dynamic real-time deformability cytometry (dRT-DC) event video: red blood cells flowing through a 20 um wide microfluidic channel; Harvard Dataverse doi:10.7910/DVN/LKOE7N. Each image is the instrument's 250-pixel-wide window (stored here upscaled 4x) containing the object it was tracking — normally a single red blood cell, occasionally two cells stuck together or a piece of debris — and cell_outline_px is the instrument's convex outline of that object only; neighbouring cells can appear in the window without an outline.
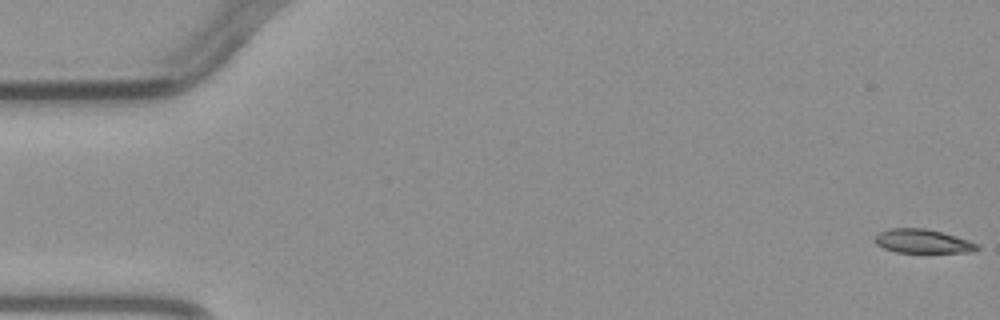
{"species": "common noctule bat (a hibernating species)", "species_latin": "Nyctalus noctula", "temperature_condition": "warm", "stored_images_in_passage": 4, "camera_frame_rate_fps": 3000, "um_per_image_px": 0.085, "animal": {"sex": "male", "body_mass_g": 23.1, "forearm_length_mm": 52.7}, "frame": {"image": 1, "passage_image": 1, "time_ms": 0.0, "image_size_px": [1000, 320], "cell_outline_px": [[980, 248], [972, 252], [896, 252], [884, 248], [876, 244], [872, 240], [880, 232], [888, 228], [924, 228], [956, 236], [980, 244]], "centroid_in_image_um": [78.42, 20.5], "position_along_channel_um": 6.6, "area_um2": 14.22}}
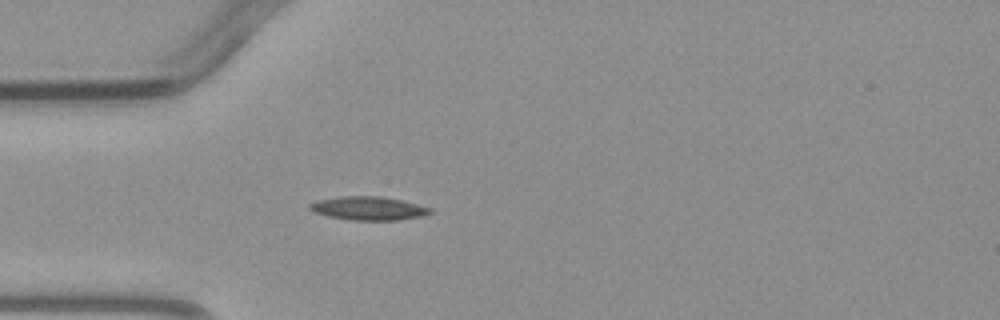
{"frame": {"image": 2, "passage_image": 4, "time_ms": 4.333, "image_size_px": [1000, 320], "cell_outline_px": [[432, 212], [420, 216], [400, 220], [352, 220], [328, 216], [312, 212], [308, 208], [308, 204], [316, 200], [340, 196], [380, 196], [400, 200], [432, 208]], "centroid_in_image_um": [31.25, 17.7], "position_along_channel_um": 53.7, "area_um2": 16.53}}